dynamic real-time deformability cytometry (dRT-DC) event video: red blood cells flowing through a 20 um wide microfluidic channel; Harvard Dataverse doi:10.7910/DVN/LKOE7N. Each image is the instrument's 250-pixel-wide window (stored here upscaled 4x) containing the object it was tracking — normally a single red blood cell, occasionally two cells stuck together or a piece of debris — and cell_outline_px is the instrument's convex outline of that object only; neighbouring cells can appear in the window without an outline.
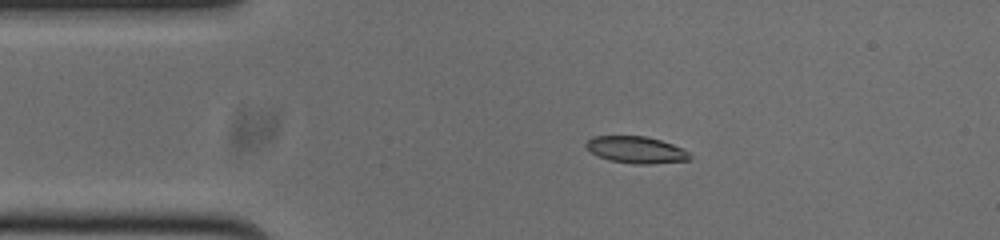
{"species": "common noctule bat (a hibernating species)", "species_latin": "Nyctalus noctula", "temperature_condition": "cold", "stored_images_in_passage": 44, "camera_frame_rate_fps": 3000, "um_per_image_px": 0.085, "animal": {"sex": "male", "body_mass_g": 20.0, "forearm_length_mm": 53.3}, "frame": {"image": 1, "passage_image": 1, "time_ms": 0.0, "image_size_px": [1000, 240], "cell_outline_px": [[692, 160], [652, 164], [632, 164], [608, 160], [592, 152], [584, 144], [592, 136], [644, 136], [660, 140], [684, 148], [692, 156]], "centroid_in_image_um": [54.12, 12.74], "position_along_channel_um": 30.9, "area_um2": 16.3}}
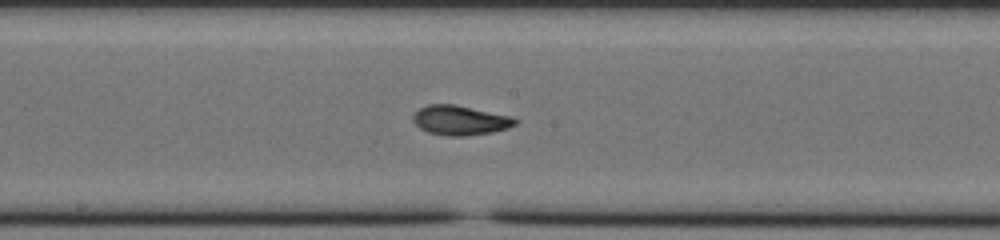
{"frame": {"image": 2, "passage_image": 18, "time_ms": 5.667, "image_size_px": [1000, 240], "cell_outline_px": [[520, 120], [516, 124], [508, 128], [492, 132], [464, 136], [444, 136], [428, 132], [420, 128], [412, 120], [412, 116], [420, 108], [428, 104], [456, 104], [512, 116]], "centroid_in_image_um": [39.13, 10.22], "position_along_channel_um": 209.1, "area_um2": 17.8}}
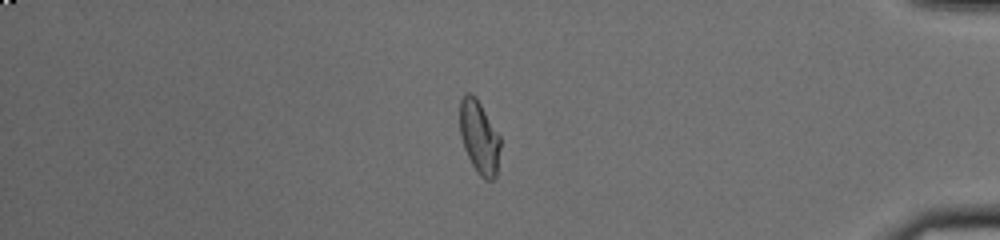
{"frame": {"image": 3, "passage_image": 36, "time_ms": 11.667, "image_size_px": [1000, 240], "cell_outline_px": [[500, 148], [496, 176], [492, 180], [484, 180], [476, 172], [464, 148], [460, 136], [460, 100], [468, 92], [472, 92], [476, 96], [500, 136]], "centroid_in_image_um": [40.73, 11.66], "position_along_channel_um": 394.5, "area_um2": 17.34}, "authors_computed_cell_mechanics": {"area_um2": 17.34, "velocity_mm_per_s": 3.7647, "shape_relaxation_time_tau1_ms": 5.1274, "shape_relaxation_time_tau2_ms": 1.601, "deformation_change_tau1": 0.1851, "deformation_change_tau2": 0.0641}}